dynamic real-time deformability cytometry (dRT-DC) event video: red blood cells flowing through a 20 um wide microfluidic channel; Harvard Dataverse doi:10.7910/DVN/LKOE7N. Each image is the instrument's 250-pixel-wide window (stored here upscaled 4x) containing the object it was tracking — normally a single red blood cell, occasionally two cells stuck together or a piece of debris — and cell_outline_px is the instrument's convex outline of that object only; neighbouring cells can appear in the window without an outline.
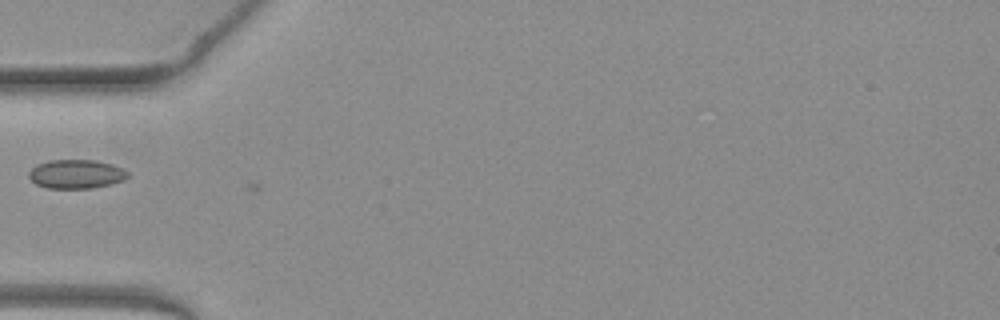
{"species": "common noctule bat (a hibernating species)", "species_latin": "Nyctalus noctula", "temperature_condition": "warm", "stored_images_in_passage": 39, "camera_frame_rate_fps": 3000, "um_per_image_px": 0.085, "animal": {"sex": "female", "body_mass_g": 19.3, "forearm_length_mm": 54.1}, "frame": {"image": 1, "passage_image": 4, "time_ms": 1.0, "image_size_px": [1000, 320], "cell_outline_px": [[132, 176], [124, 180], [112, 184], [92, 188], [48, 188], [36, 184], [28, 176], [28, 172], [36, 164], [48, 160], [96, 160], [112, 164], [124, 168]], "centroid_in_image_um": [6.52, 14.79], "position_along_channel_um": 78.5, "area_um2": 16.94}}
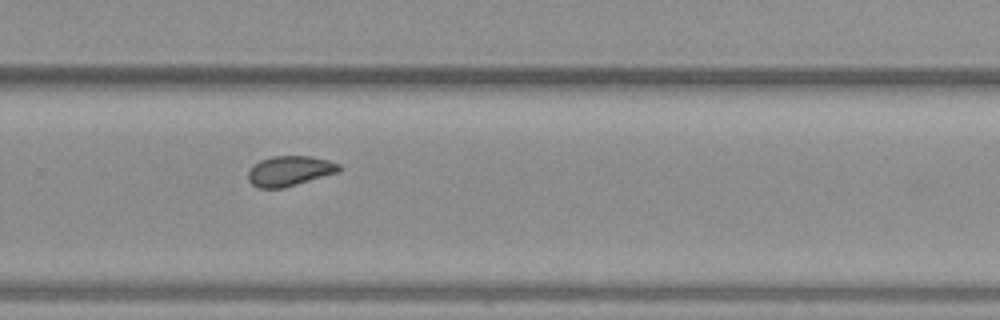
{"frame": {"image": 2, "passage_image": 21, "time_ms": 6.667, "image_size_px": [1000, 320], "cell_outline_px": [[340, 172], [284, 188], [260, 188], [252, 184], [248, 180], [248, 172], [260, 160], [272, 156], [312, 156], [328, 160], [340, 164]], "centroid_in_image_um": [24.65, 14.53], "position_along_channel_um": 305.1, "area_um2": 15.95}}
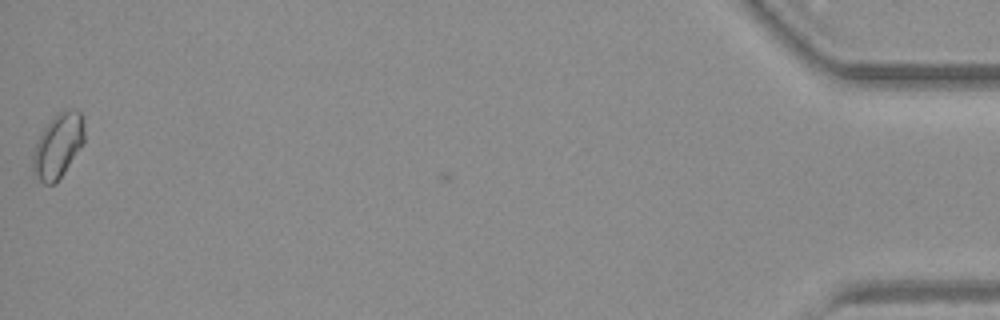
{"frame": {"image": 3, "passage_image": 38, "time_ms": 12.333, "image_size_px": [1000, 320], "cell_outline_px": [[84, 140], [80, 148], [64, 172], [52, 184], [44, 184], [36, 176], [32, 168], [32, 152], [36, 140], [44, 128], [60, 112], [72, 108], [80, 112], [84, 116]], "centroid_in_image_um": [4.92, 12.37], "position_along_channel_um": 430.3, "area_um2": 19.07}, "authors_computed_cell_mechanics": {"area_um2": 15.9528, "velocity_mm_per_s": 3.9919, "shape_relaxation_time_tau1_ms": null, "shape_relaxation_time_tau2_ms": 1.0883, "deformation_change_tau1": null, "deformation_change_tau2": 0.0454}}